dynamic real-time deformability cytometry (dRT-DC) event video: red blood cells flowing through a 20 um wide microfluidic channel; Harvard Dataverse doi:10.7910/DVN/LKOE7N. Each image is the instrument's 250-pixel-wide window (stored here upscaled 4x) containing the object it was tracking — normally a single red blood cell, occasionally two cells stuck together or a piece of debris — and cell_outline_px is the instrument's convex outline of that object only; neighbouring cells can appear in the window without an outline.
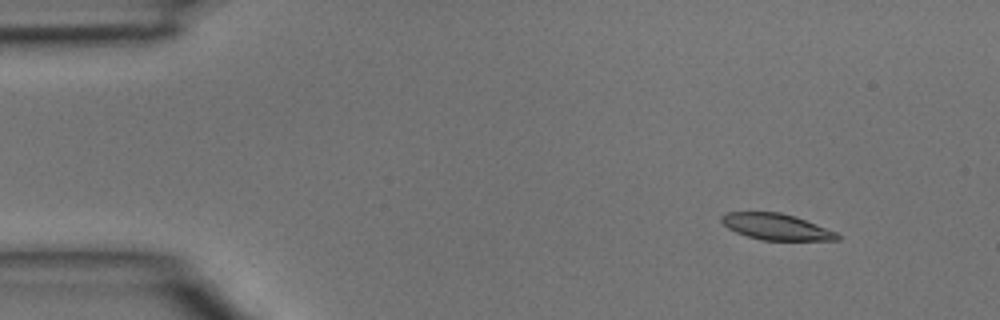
{"species": "common noctule bat (a hibernating species)", "species_latin": "Nyctalus noctula", "temperature_condition": "room temperature", "stored_images_in_passage": 4, "segment_of_instrument_passage": [1, 2], "camera_frame_rate_fps": 3000, "um_per_image_px": 0.085, "animal": {"sex": "male", "body_mass_g": 15.6}, "frame": {"image": 1, "passage_image": 1, "time_ms": 0.0, "image_size_px": [1000, 320], "cell_outline_px": [[840, 240], [764, 240], [748, 236], [736, 232], [728, 228], [720, 220], [720, 216], [728, 212], [780, 212], [796, 216], [836, 232], [840, 236]], "centroid_in_image_um": [65.98, 19.27], "position_along_channel_um": 19.0, "area_um2": 17.57}}
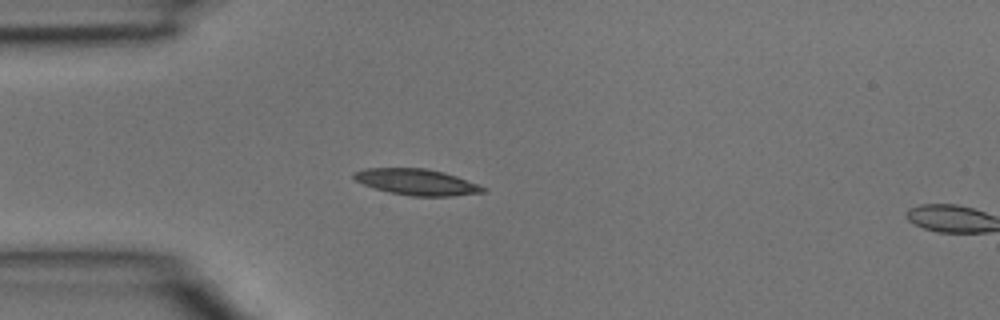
{"frame": {"image": 2, "passage_image": 3, "time_ms": 0.667, "image_size_px": [1000, 320], "cell_outline_px": [[488, 188], [484, 192], [452, 196], [412, 196], [388, 192], [364, 184], [356, 180], [352, 176], [352, 172], [364, 168], [424, 168], [444, 172], [456, 176]], "centroid_in_image_um": [35.41, 15.47], "position_along_channel_um": 49.6, "area_um2": 19.59}}